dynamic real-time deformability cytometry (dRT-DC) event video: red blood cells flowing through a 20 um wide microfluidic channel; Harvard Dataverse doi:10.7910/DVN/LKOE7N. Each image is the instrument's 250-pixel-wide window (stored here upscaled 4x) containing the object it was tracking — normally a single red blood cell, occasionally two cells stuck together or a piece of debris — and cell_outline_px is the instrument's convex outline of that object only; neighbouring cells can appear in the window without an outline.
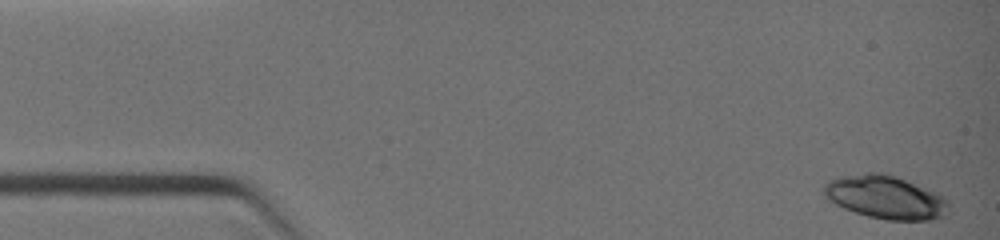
{"species": "common noctule bat (a hibernating species)", "species_latin": "Nyctalus noctula", "temperature_condition": "warm", "stored_images_in_passage": 8, "camera_frame_rate_fps": 3000, "um_per_image_px": 0.085, "animal": {"sex": "female", "body_mass_g": 19.0, "forearm_length_mm": 51.5}, "frame": {"image": 1, "passage_image": 1, "time_ms": 0.0, "image_size_px": [1000, 240], "cell_outline_px": [[948, 204], [944, 216], [928, 220], [888, 220], [868, 216], [844, 208], [828, 200], [820, 192], [824, 184], [840, 176], [868, 172], [880, 172], [896, 176], [928, 188], [944, 196]], "centroid_in_image_um": [75.23, 16.75], "position_along_channel_um": 9.8, "area_um2": 31.5}}
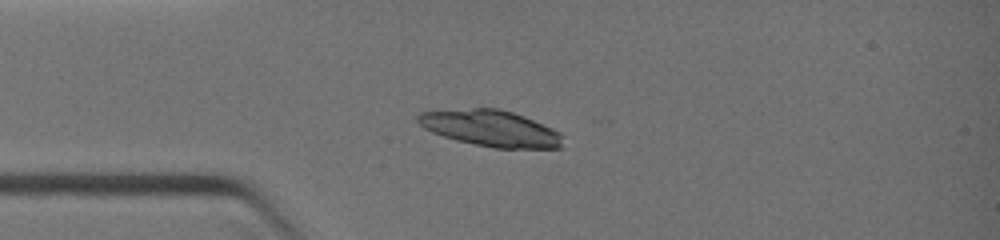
{"frame": {"image": 2, "passage_image": 5, "time_ms": 2.667, "image_size_px": [1000, 240], "cell_outline_px": [[560, 148], [492, 148], [456, 140], [432, 132], [424, 128], [416, 120], [416, 116], [420, 112], [472, 108], [500, 108], [524, 116], [552, 128], [560, 132]], "centroid_in_image_um": [41.67, 10.9], "position_along_channel_um": 43.3, "area_um2": 30.35}}
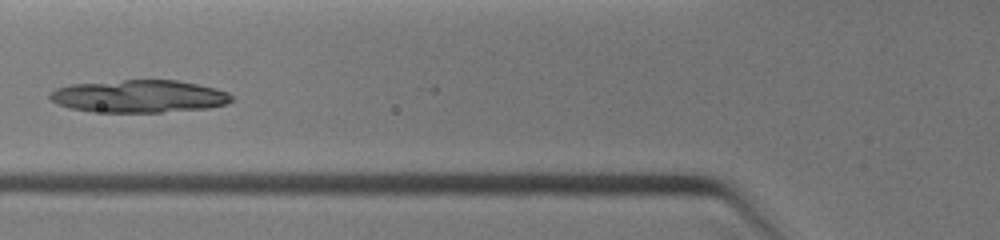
{"frame": {"image": 3, "passage_image": 7, "time_ms": 4.333, "image_size_px": [1000, 240], "cell_outline_px": [[232, 100], [228, 104], [208, 108], [160, 112], [92, 112], [68, 108], [56, 104], [48, 96], [56, 88], [68, 84], [124, 80], [176, 80], [216, 88], [228, 92], [232, 96]], "centroid_in_image_um": [11.8, 8.19], "position_along_channel_um": 114.0, "area_um2": 34.68}}